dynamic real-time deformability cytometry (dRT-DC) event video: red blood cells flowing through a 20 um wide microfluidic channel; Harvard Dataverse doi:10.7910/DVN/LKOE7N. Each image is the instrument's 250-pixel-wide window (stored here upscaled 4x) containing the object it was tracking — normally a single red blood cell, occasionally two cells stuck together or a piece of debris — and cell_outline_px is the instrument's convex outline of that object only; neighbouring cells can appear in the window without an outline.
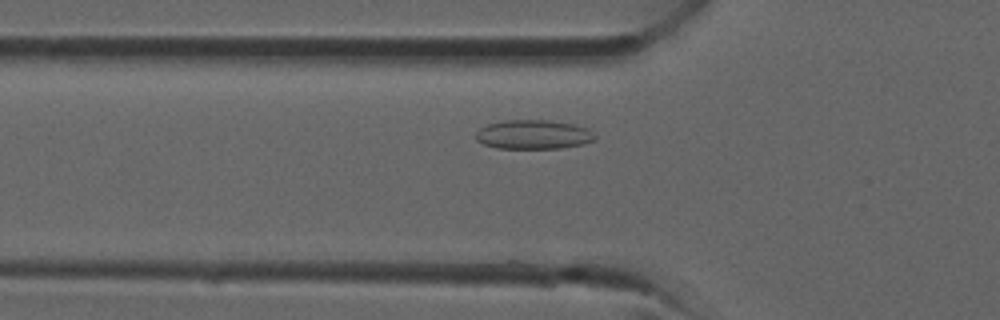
{"species": "common noctule bat (a hibernating species)", "species_latin": "Nyctalus noctula", "temperature_condition": "room temperature", "stored_images_in_passage": 26, "camera_frame_rate_fps": 3000, "um_per_image_px": 0.085, "animal": {"sex": "male", "forearm_length_mm": 52.5}, "frame": {"image": 1, "passage_image": 2, "time_ms": 0.333, "image_size_px": [1000, 320], "cell_outline_px": [[596, 140], [584, 144], [560, 148], [496, 148], [484, 144], [476, 140], [476, 132], [480, 128], [488, 124], [500, 120], [548, 120], [572, 124], [588, 128], [596, 136]], "centroid_in_image_um": [45.34, 11.43], "position_along_channel_um": 80.5, "area_um2": 20.35}}
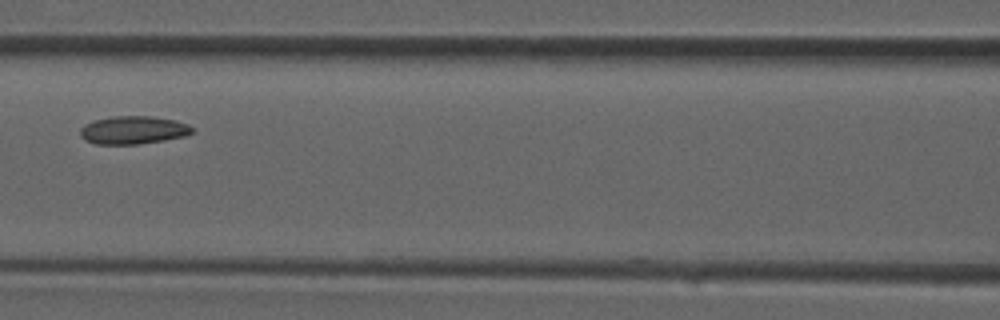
{"frame": {"image": 2, "passage_image": 6, "time_ms": 1.667, "image_size_px": [1000, 320], "cell_outline_px": [[196, 132], [184, 136], [164, 140], [136, 144], [96, 144], [84, 140], [80, 136], [80, 128], [84, 124], [96, 120], [112, 116], [152, 116], [176, 120], [188, 124], [196, 128]], "centroid_in_image_um": [11.36, 11.05], "position_along_channel_um": 155.2, "area_um2": 18.5}}
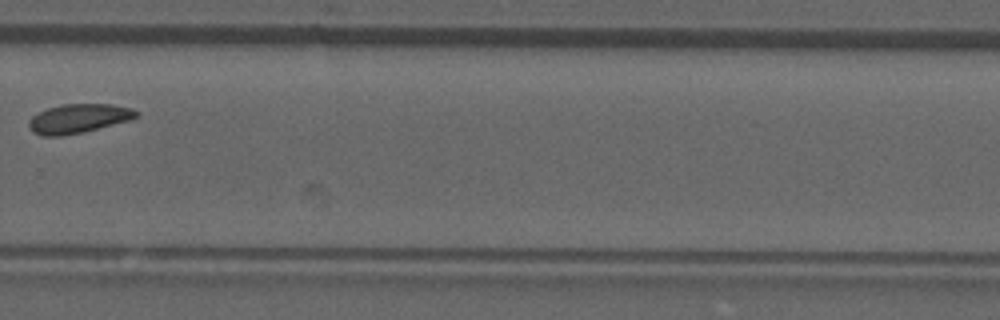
{"frame": {"image": 3, "passage_image": 15, "time_ms": 4.667, "image_size_px": [1000, 320], "cell_outline_px": [[140, 116], [128, 120], [84, 132], [60, 136], [44, 136], [32, 132], [28, 128], [28, 120], [32, 116], [48, 108], [64, 104], [112, 104], [132, 108], [140, 112]], "centroid_in_image_um": [6.67, 10.07], "position_along_channel_um": 323.1, "area_um2": 18.26}}